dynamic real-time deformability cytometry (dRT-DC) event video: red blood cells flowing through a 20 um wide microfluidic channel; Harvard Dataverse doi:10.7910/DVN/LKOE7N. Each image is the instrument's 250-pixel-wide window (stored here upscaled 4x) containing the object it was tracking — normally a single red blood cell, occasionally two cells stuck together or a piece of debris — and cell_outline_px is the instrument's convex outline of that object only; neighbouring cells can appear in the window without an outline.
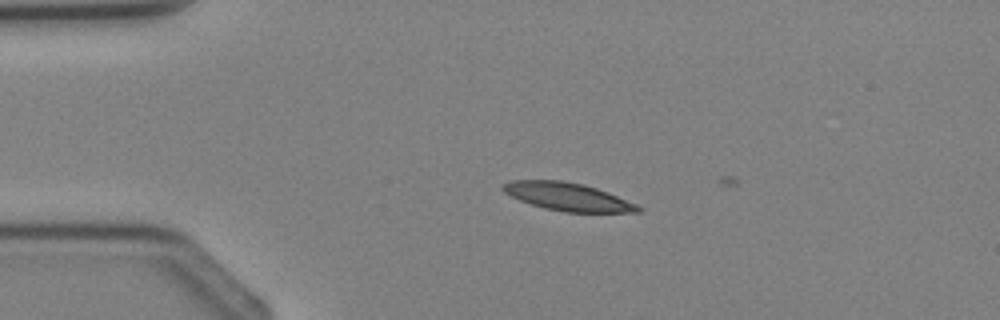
{"species": "Egyptian fruit bat (a non-hibernating species)", "species_latin": "Rousettus aegyptiacus", "temperature_condition": "cold", "stored_images_in_passage": 2, "camera_frame_rate_fps": 3000, "um_per_image_px": 0.085, "animal": {"sex": "female"}, "frame": {"image": 1, "passage_image": 2, "time_ms": 1.333, "image_size_px": [1000, 320], "cell_outline_px": [[644, 208], [640, 212], [564, 212], [544, 208], [520, 200], [504, 192], [500, 188], [500, 184], [512, 180], [560, 180], [584, 184], [608, 192], [636, 204]], "centroid_in_image_um": [48.24, 16.71], "position_along_channel_um": 36.8, "area_um2": 22.02}}